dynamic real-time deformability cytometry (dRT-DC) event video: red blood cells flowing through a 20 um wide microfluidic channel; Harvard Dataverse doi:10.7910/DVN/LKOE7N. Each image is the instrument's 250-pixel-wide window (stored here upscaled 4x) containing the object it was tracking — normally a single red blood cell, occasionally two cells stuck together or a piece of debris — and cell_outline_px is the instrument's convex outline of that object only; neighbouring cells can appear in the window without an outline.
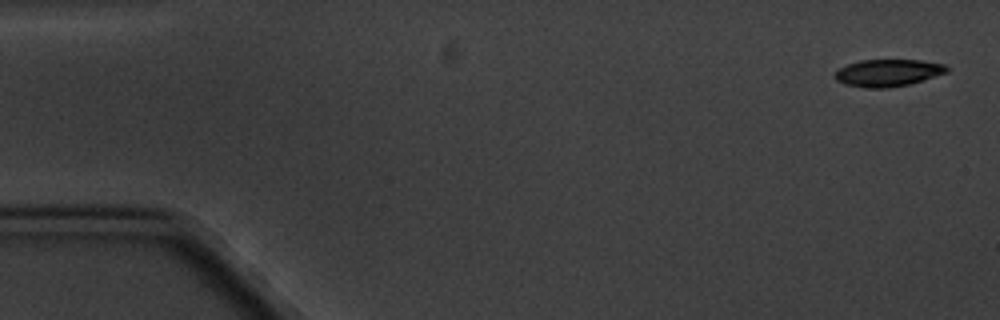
{"species": "common noctule bat (a hibernating species)", "species_latin": "Nyctalus noctula", "temperature_condition": "cold", "stored_images_in_passage": 4, "camera_frame_rate_fps": 3000, "um_per_image_px": 0.085, "animal": {"sex": "male", "body_mass_g": 20.1, "forearm_length_mm": 53.5}, "frame": {"image": 1, "passage_image": 1, "time_ms": 0.0, "image_size_px": [1000, 320], "cell_outline_px": [[948, 72], [908, 84], [888, 88], [872, 88], [844, 84], [836, 80], [832, 76], [840, 68], [848, 64], [860, 60], [920, 60], [944, 64], [948, 68]], "centroid_in_image_um": [75.45, 6.18], "position_along_channel_um": 9.6, "area_um2": 17.51}}